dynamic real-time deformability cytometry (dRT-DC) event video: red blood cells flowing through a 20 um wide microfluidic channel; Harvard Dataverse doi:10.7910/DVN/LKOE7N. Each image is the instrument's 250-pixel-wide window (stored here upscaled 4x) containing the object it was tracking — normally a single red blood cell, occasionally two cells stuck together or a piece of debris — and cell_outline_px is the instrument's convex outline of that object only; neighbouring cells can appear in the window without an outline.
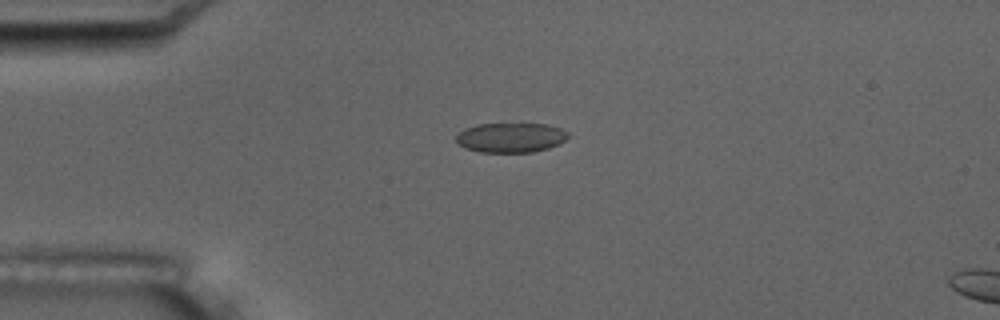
{"species": "common noctule bat (a hibernating species)", "species_latin": "Nyctalus noctula", "temperature_condition": "room temperature", "stored_images_in_passage": 4, "camera_frame_rate_fps": 3000, "um_per_image_px": 0.085, "animal": {"sex": "male", "body_mass_g": 17.5, "forearm_length_mm": 52.3}, "frame": {"image": 1, "passage_image": 3, "time_ms": 4.667, "image_size_px": [1000, 320], "cell_outline_px": [[568, 136], [560, 144], [548, 148], [532, 152], [480, 152], [464, 148], [456, 144], [456, 136], [464, 128], [476, 124], [544, 124], [560, 128], [568, 132]], "centroid_in_image_um": [43.37, 11.7], "position_along_channel_um": 41.6, "area_um2": 19.42}}